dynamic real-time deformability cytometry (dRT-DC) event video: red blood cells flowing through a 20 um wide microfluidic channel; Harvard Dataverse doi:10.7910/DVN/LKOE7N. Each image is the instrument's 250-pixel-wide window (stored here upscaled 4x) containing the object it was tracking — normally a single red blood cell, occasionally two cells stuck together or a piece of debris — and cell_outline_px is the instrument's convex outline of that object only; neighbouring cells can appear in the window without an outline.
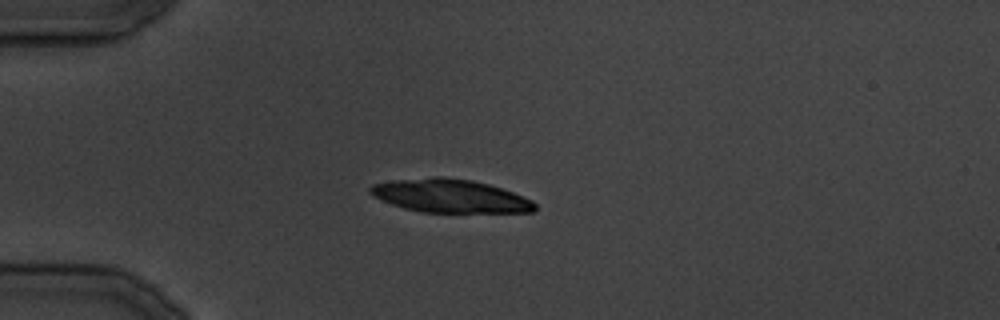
{"species": "common noctule bat (a hibernating species)", "species_latin": "Nyctalus noctula", "temperature_condition": "cold", "stored_images_in_passage": 13, "camera_frame_rate_fps": 3000, "um_per_image_px": 0.085, "animal": {"sex": "male", "body_mass_g": 19.5, "forearm_length_mm": 54.6}, "frame": {"image": 1, "passage_image": 1, "time_ms": 0.0, "image_size_px": [1000, 320], "cell_outline_px": [[536, 208], [532, 212], [420, 212], [404, 208], [392, 204], [372, 196], [368, 192], [368, 188], [372, 184], [396, 180], [432, 176], [444, 176], [472, 180], [488, 184], [524, 196], [532, 200], [536, 204]], "centroid_in_image_um": [38.23, 16.65], "position_along_channel_um": 46.8, "area_um2": 32.02}}